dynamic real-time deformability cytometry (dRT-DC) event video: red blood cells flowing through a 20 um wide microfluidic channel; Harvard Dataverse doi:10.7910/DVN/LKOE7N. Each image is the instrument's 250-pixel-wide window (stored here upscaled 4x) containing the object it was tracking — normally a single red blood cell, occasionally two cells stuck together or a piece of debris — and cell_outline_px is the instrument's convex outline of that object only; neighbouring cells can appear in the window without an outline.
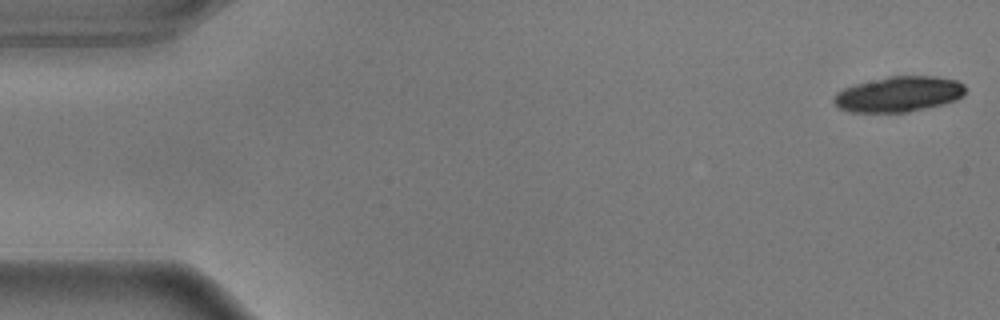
{"species": "common noctule bat (a hibernating species)", "species_latin": "Nyctalus noctula", "temperature_condition": "warm", "stored_images_in_passage": 20, "camera_frame_rate_fps": 3000, "um_per_image_px": 0.085, "animal": {"sex": "male", "body_mass_g": 17.9}, "frame": {"image": 1, "passage_image": 1, "time_ms": 0.0, "image_size_px": [1000, 320], "cell_outline_px": [[964, 96], [956, 100], [944, 104], [908, 112], [852, 112], [840, 108], [832, 100], [836, 92], [852, 84], [888, 76], [936, 76], [956, 80], [964, 84]], "centroid_in_image_um": [76.39, 7.99], "position_along_channel_um": 8.6, "area_um2": 27.34}}